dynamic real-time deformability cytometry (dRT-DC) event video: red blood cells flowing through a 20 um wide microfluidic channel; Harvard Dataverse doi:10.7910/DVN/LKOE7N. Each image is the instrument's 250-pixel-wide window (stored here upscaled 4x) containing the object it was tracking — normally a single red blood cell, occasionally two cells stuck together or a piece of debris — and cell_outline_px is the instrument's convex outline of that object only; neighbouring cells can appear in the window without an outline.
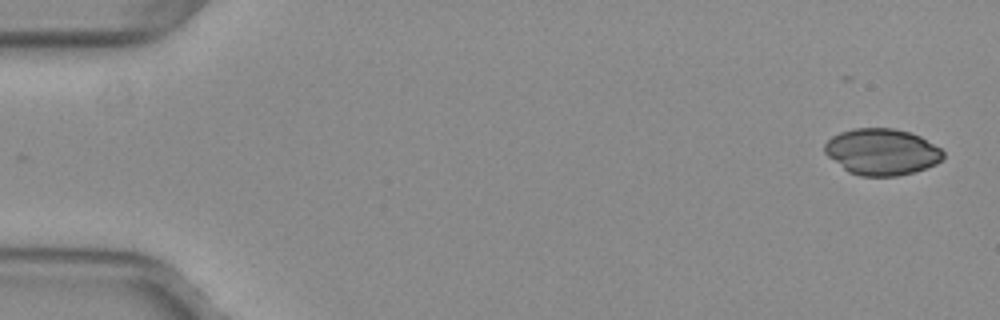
{"species": "common noctule bat (a hibernating species)", "species_latin": "Nyctalus noctula", "temperature_condition": "warm", "stored_images_in_passage": 15, "camera_frame_rate_fps": 3000, "um_per_image_px": 0.085, "animal": {"sex": "female", "body_mass_g": 29.2, "forearm_length_mm": 56.3}, "frame": {"image": 1, "passage_image": 1, "time_ms": 0.0, "image_size_px": [1000, 320], "cell_outline_px": [[944, 156], [936, 164], [912, 172], [896, 176], [860, 176], [848, 172], [828, 156], [824, 152], [824, 144], [832, 136], [840, 132], [852, 128], [892, 128], [908, 132], [920, 136], [940, 148], [944, 152]], "centroid_in_image_um": [74.93, 12.9], "position_along_channel_um": 10.1, "area_um2": 31.91}}